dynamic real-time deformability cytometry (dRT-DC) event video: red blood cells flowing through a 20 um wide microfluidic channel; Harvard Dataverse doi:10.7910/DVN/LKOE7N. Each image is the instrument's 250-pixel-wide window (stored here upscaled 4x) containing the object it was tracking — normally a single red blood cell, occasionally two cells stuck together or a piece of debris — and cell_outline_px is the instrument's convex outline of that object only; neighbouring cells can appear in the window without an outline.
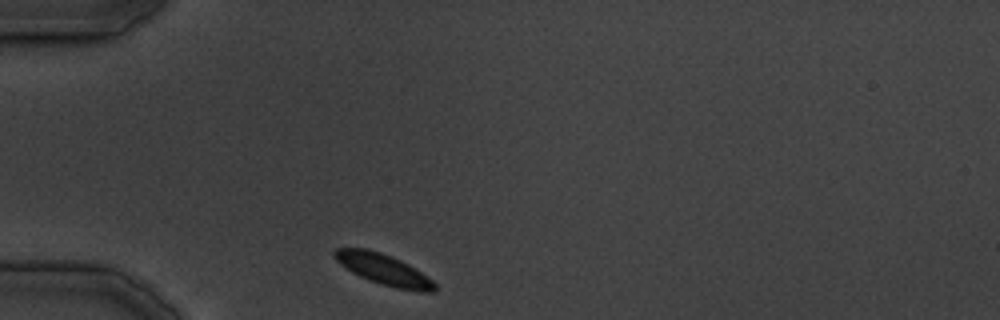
{"species": "common noctule bat (a hibernating species)", "species_latin": "Nyctalus noctula", "temperature_condition": "cold", "stored_images_in_passage": 14, "camera_frame_rate_fps": 3000, "um_per_image_px": 0.085, "animal": {"sex": "male", "body_mass_g": 19.5, "forearm_length_mm": 54.6}, "frame": {"image": 1, "passage_image": 1, "time_ms": 0.0, "image_size_px": [1000, 320], "cell_outline_px": [[436, 292], [420, 292], [396, 288], [368, 280], [352, 272], [340, 264], [332, 256], [332, 252], [336, 248], [368, 248], [392, 256], [408, 264], [432, 280], [436, 284]], "centroid_in_image_um": [32.59, 22.89], "position_along_channel_um": 52.4, "area_um2": 18.03}}